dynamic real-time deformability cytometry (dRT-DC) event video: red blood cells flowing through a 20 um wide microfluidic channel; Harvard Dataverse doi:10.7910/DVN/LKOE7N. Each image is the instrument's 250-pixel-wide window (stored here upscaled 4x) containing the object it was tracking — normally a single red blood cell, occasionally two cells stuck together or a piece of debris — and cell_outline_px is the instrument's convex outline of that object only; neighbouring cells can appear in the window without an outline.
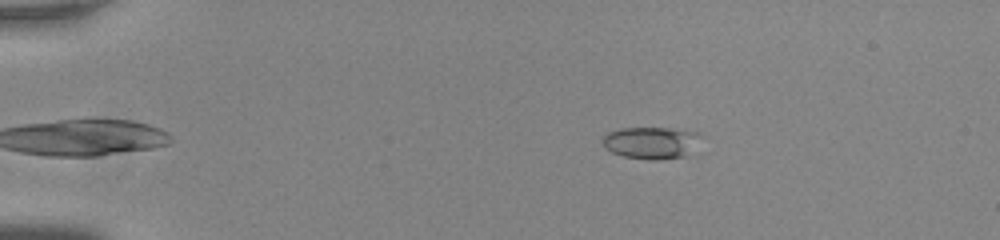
{"species": "common noctule bat (a hibernating species)", "species_latin": "Nyctalus noctula", "temperature_condition": "room temperature", "stored_images_in_passage": 48, "camera_frame_rate_fps": 3000, "um_per_image_px": 0.085, "animal": {"sex": "male", "body_mass_g": 20.0, "forearm_length_mm": 53.3}, "frame": {"image": 1, "passage_image": 3, "time_ms": 0.667, "image_size_px": [1000, 240], "cell_outline_px": [[704, 136], [684, 156], [656, 160], [648, 160], [624, 156], [612, 152], [604, 148], [600, 140], [608, 132], [620, 128], [668, 128], [700, 132]], "centroid_in_image_um": [55.32, 12.12], "position_along_channel_um": 29.7, "area_um2": 18.44}}
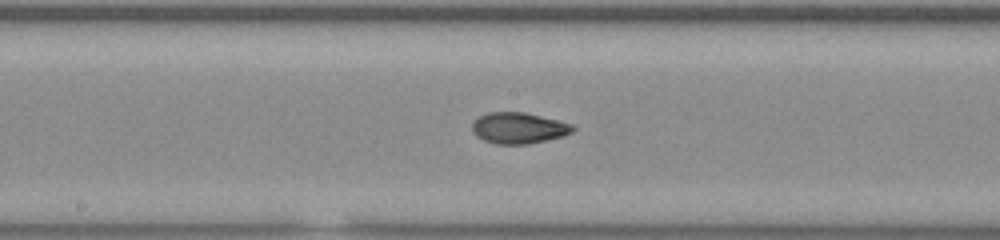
{"frame": {"image": 2, "passage_image": 23, "time_ms": 7.333, "image_size_px": [1000, 240], "cell_outline_px": [[576, 128], [572, 132], [564, 136], [528, 144], [496, 144], [484, 140], [476, 136], [472, 132], [472, 124], [480, 116], [488, 112], [524, 112], [572, 124]], "centroid_in_image_um": [44.08, 10.89], "position_along_channel_um": 204.1, "area_um2": 18.15}}
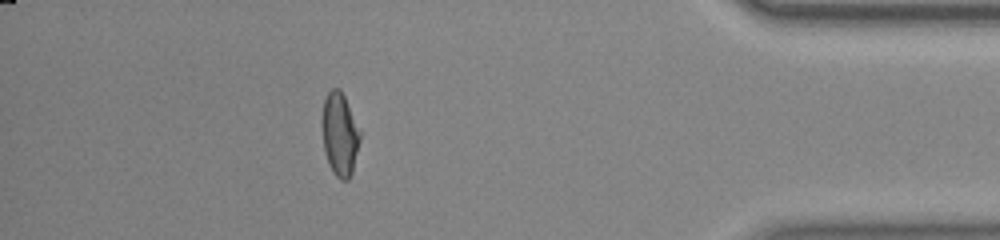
{"frame": {"image": 3, "passage_image": 42, "time_ms": 13.667, "image_size_px": [1000, 240], "cell_outline_px": [[360, 140], [352, 172], [348, 180], [340, 180], [336, 176], [328, 164], [324, 152], [320, 124], [320, 116], [324, 100], [328, 92], [332, 88], [340, 88], [344, 96], [360, 132]], "centroid_in_image_um": [28.83, 11.41], "position_along_channel_um": 406.4, "area_um2": 18.61}, "authors_computed_cell_mechanics": {"area_um2": 18.1492, "velocity_mm_per_s": 3.7962, "shape_relaxation_time_tau1_ms": 9.9463, "shape_relaxation_time_tau2_ms": 1.5963, "deformation_change_tau1": 0.2416, "deformation_change_tau2": 0.0632}}